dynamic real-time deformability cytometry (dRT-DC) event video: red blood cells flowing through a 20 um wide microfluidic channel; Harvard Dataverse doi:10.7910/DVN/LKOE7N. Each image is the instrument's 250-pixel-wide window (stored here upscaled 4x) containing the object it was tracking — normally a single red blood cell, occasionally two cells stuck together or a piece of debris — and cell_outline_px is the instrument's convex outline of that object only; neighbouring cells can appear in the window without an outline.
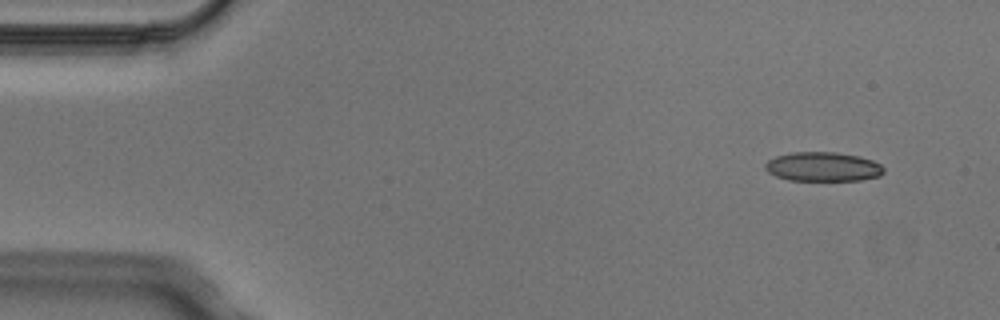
{"species": "Egyptian fruit bat (a non-hibernating species)", "species_latin": "Rousettus aegyptiacus", "temperature_condition": "cold", "stored_images_in_passage": 4, "camera_frame_rate_fps": 3000, "um_per_image_px": 0.085, "animal": {"sex": "male"}, "frame": {"image": 1, "passage_image": 1, "time_ms": 0.0, "image_size_px": [1000, 320], "cell_outline_px": [[884, 172], [880, 176], [860, 180], [788, 180], [776, 176], [768, 172], [764, 168], [764, 164], [768, 160], [776, 156], [796, 152], [836, 152], [860, 156], [872, 160], [880, 164], [884, 168]], "centroid_in_image_um": [69.95, 14.17], "position_along_channel_um": 15.0, "area_um2": 20.23}}
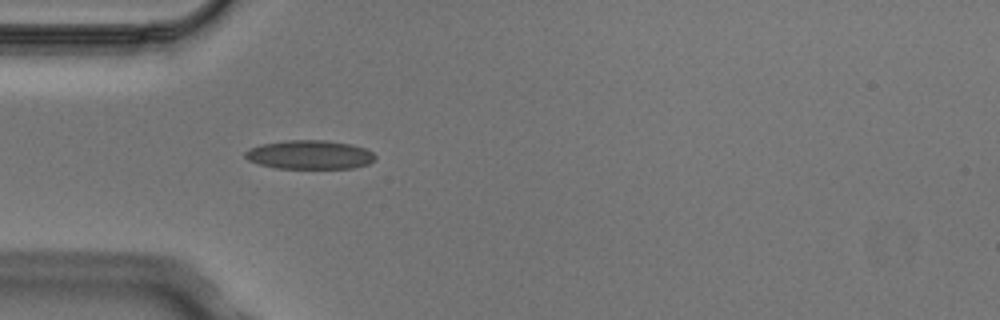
{"frame": {"image": 2, "passage_image": 4, "time_ms": 1.0, "image_size_px": [1000, 320], "cell_outline_px": [[376, 160], [368, 164], [352, 168], [276, 168], [260, 164], [248, 160], [244, 156], [244, 152], [248, 148], [260, 144], [288, 140], [328, 140], [348, 144], [364, 148], [372, 152], [376, 156]], "centroid_in_image_um": [26.3, 13.15], "position_along_channel_um": 58.7, "area_um2": 21.91}}